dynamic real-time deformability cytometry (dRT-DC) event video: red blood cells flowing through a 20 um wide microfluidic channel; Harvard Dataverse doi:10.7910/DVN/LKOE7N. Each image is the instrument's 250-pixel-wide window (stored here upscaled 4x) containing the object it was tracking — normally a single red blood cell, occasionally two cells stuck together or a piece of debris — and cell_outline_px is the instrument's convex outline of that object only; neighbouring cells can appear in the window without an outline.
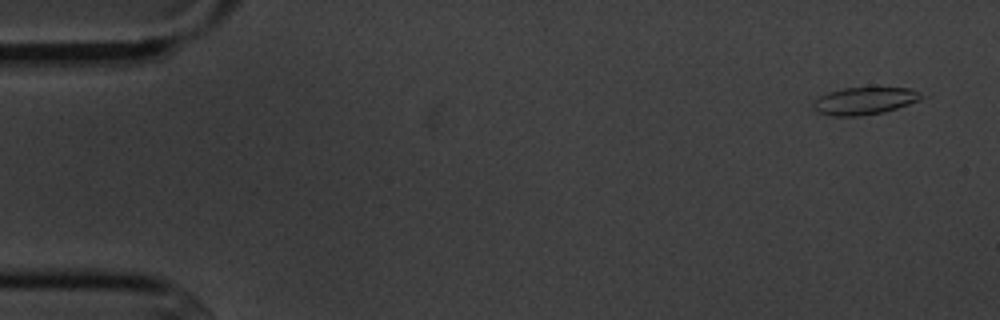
{"species": "common noctule bat (a hibernating species)", "species_latin": "Nyctalus noctula", "temperature_condition": "cold", "stored_images_in_passage": 4, "camera_frame_rate_fps": 3000, "um_per_image_px": 0.085, "animal": {"sex": "male", "body_mass_g": 20.1, "forearm_length_mm": 53.5}, "frame": {"image": 1, "passage_image": 1, "time_ms": 0.0, "image_size_px": [1000, 320], "cell_outline_px": [[928, 96], [920, 100], [884, 112], [856, 116], [832, 116], [816, 112], [812, 108], [812, 104], [820, 96], [828, 92], [844, 88], [908, 88]], "centroid_in_image_um": [73.47, 8.58], "position_along_channel_um": 11.5, "area_um2": 17.17}}